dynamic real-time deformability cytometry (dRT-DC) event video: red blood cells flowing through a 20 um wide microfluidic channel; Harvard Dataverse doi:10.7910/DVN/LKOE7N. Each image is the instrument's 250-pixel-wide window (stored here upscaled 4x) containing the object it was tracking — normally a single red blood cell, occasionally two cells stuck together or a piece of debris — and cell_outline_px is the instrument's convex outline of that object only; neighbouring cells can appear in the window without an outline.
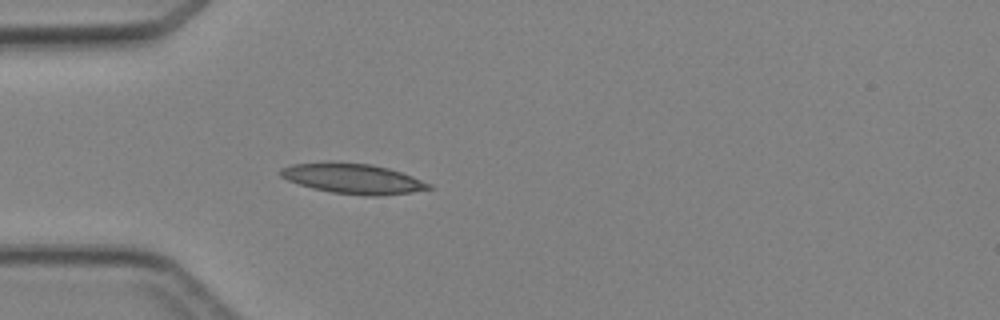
{"species": "Egyptian fruit bat (a non-hibernating species)", "species_latin": "Rousettus aegyptiacus", "temperature_condition": "cold", "stored_images_in_passage": 4, "camera_frame_rate_fps": 3000, "um_per_image_px": 0.085, "animal": {"sex": "female"}, "frame": {"image": 1, "passage_image": 4, "time_ms": 3.667, "image_size_px": [1000, 320], "cell_outline_px": [[432, 188], [412, 192], [376, 196], [372, 196], [332, 192], [312, 188], [288, 180], [280, 176], [280, 168], [292, 164], [372, 164], [388, 168], [412, 176], [432, 184]], "centroid_in_image_um": [30.05, 15.21], "position_along_channel_um": 55.0, "area_um2": 25.09}}